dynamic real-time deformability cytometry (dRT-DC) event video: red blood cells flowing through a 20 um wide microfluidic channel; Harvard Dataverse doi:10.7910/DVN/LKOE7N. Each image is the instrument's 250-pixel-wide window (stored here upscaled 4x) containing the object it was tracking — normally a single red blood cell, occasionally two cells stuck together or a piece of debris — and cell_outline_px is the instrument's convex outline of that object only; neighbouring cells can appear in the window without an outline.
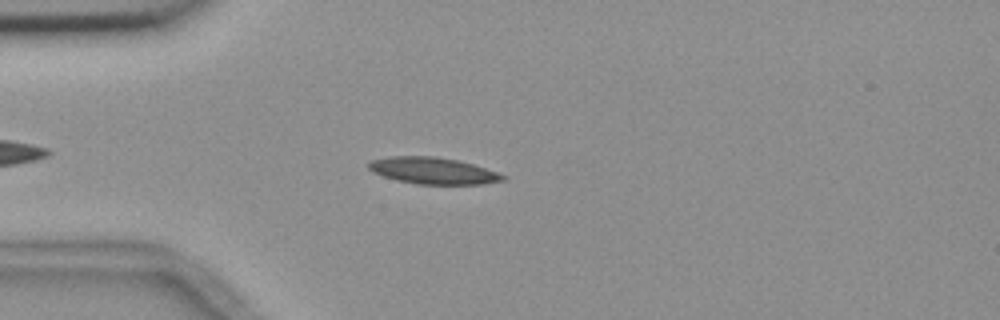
{"species": "common noctule bat (a hibernating species)", "species_latin": "Nyctalus noctula", "temperature_condition": "room temperature", "stored_images_in_passage": 44, "camera_frame_rate_fps": 3000, "um_per_image_px": 0.085, "animal": {"sex": "female", "body_mass_g": 18.4}, "frame": {"image": 1, "passage_image": 3, "time_ms": 0.667, "image_size_px": [1000, 320], "cell_outline_px": [[508, 176], [504, 180], [484, 184], [416, 184], [396, 180], [372, 172], [368, 168], [368, 164], [372, 160], [392, 156], [432, 156], [456, 160], [472, 164]], "centroid_in_image_um": [36.8, 14.52], "position_along_channel_um": 48.2, "area_um2": 20.63}}
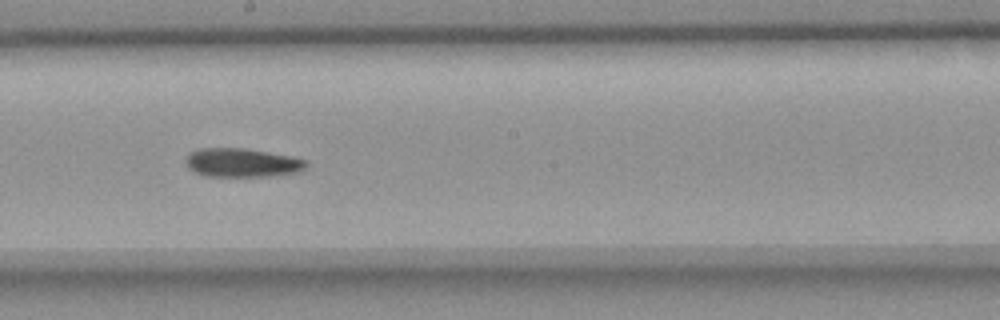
{"frame": {"image": 2, "passage_image": 19, "time_ms": 6.0, "image_size_px": [1000, 320], "cell_outline_px": [[308, 164], [300, 172], [268, 176], [204, 176], [188, 168], [184, 160], [192, 152], [200, 148], [244, 148], [268, 152], [308, 160]], "centroid_in_image_um": [20.58, 13.83], "position_along_channel_um": 227.6, "area_um2": 20.11}}
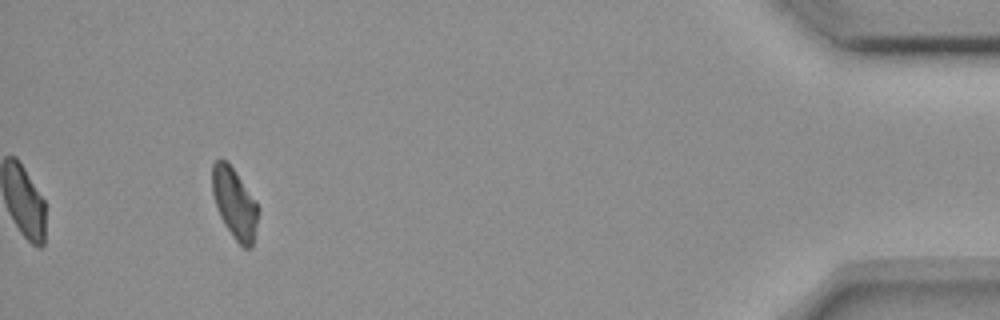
{"frame": {"image": 3, "passage_image": 40, "time_ms": 13.0, "image_size_px": [1000, 320], "cell_outline_px": [[260, 208], [252, 248], [244, 248], [232, 236], [224, 224], [220, 216], [212, 192], [212, 164], [220, 156], [232, 168]], "centroid_in_image_um": [19.94, 17.3], "position_along_channel_um": 415.3, "area_um2": 18.61}}